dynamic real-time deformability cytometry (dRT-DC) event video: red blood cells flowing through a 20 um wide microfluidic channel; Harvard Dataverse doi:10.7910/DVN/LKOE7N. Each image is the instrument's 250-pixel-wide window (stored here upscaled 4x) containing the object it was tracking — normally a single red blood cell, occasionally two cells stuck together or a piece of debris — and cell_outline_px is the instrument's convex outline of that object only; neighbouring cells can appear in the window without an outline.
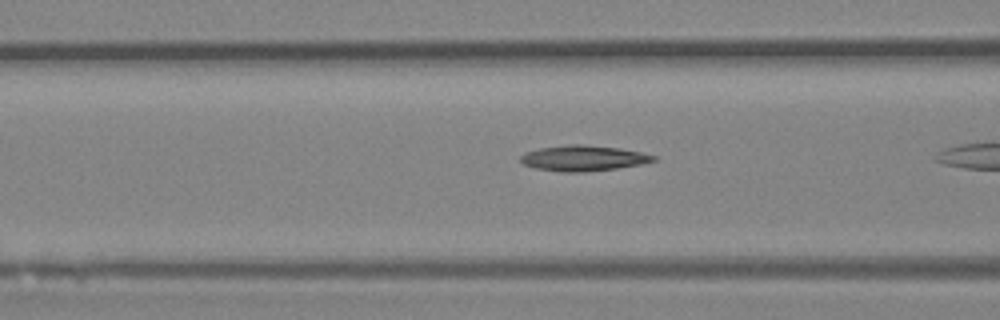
{"species": "Egyptian fruit bat (a non-hibernating species)", "species_latin": "Rousettus aegyptiacus", "temperature_condition": "room temperature", "stored_images_in_passage": 27, "camera_frame_rate_fps": 3000, "um_per_image_px": 0.085, "animal": {"sex": "female"}, "frame": {"image": 1, "passage_image": 16, "time_ms": 5.0, "image_size_px": [1000, 320], "cell_outline_px": [[656, 160], [640, 164], [616, 168], [584, 172], [560, 172], [536, 168], [524, 164], [520, 160], [520, 156], [524, 152], [540, 148], [568, 144], [580, 144], [620, 148], [640, 152], [656, 156]], "centroid_in_image_um": [49.55, 13.44], "position_along_channel_um": 117.1, "area_um2": 19.71}}
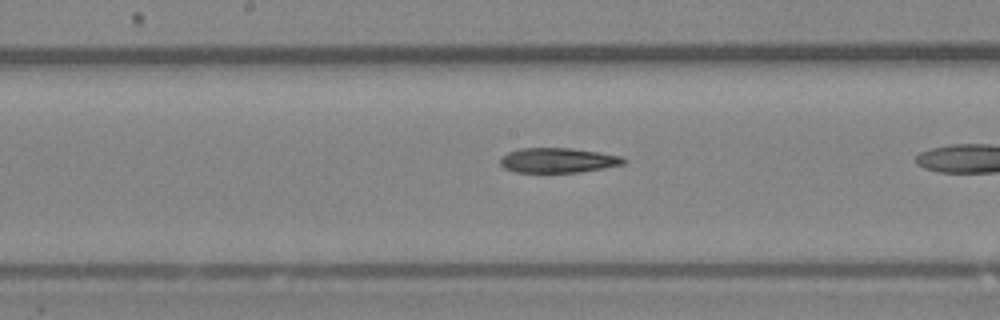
{"frame": {"image": 2, "passage_image": 22, "time_ms": 7.0, "image_size_px": [1000, 320], "cell_outline_px": [[628, 160], [624, 164], [604, 168], [580, 172], [516, 172], [504, 168], [500, 164], [500, 160], [508, 152], [520, 148], [572, 148], [600, 152], [620, 156]], "centroid_in_image_um": [47.45, 13.62], "position_along_channel_um": 200.7, "area_um2": 17.86}}
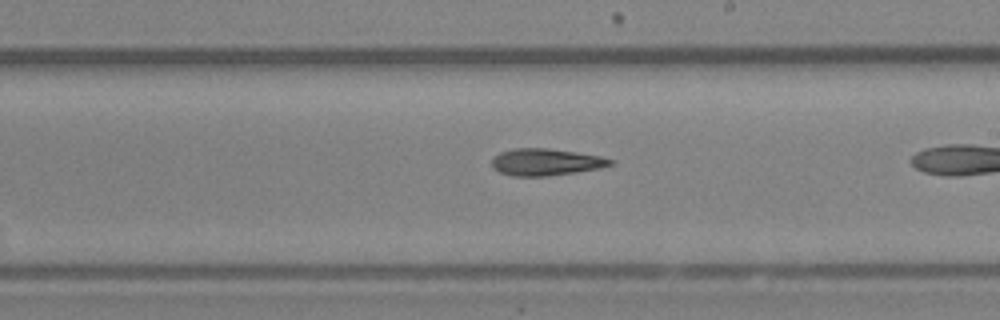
{"frame": {"image": 3, "passage_image": 25, "time_ms": 8.0, "image_size_px": [1000, 320], "cell_outline_px": [[616, 164], [600, 168], [576, 172], [548, 176], [512, 176], [500, 172], [492, 168], [492, 160], [500, 152], [516, 148], [548, 148], [576, 152], [600, 156], [616, 160]], "centroid_in_image_um": [46.44, 13.78], "position_along_channel_um": 242.6, "area_um2": 18.67}}